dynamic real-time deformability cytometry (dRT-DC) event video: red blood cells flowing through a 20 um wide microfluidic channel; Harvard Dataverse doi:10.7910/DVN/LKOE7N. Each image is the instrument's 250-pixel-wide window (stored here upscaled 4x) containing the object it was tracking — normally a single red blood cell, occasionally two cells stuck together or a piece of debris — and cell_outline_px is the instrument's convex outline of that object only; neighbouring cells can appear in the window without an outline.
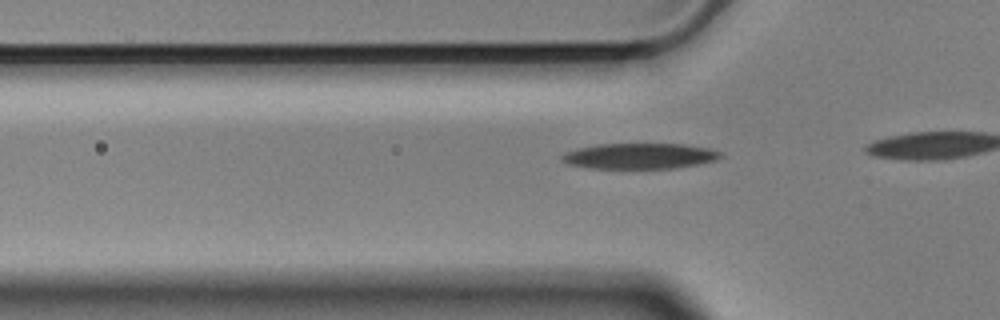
{"species": "Egyptian fruit bat (a non-hibernating species)", "species_latin": "Rousettus aegyptiacus", "temperature_condition": "cold", "stored_images_in_passage": 11, "camera_frame_rate_fps": 3000, "um_per_image_px": 0.085, "animal": {"sex": "male"}, "frame": {"image": 1, "passage_image": 8, "time_ms": 2.333, "image_size_px": [1000, 320], "cell_outline_px": [[720, 156], [716, 160], [676, 168], [588, 168], [568, 164], [560, 160], [560, 156], [564, 152], [596, 144], [684, 144], [708, 148], [720, 152]], "centroid_in_image_um": [54.31, 13.26], "position_along_channel_um": 71.5, "area_um2": 23.58}}